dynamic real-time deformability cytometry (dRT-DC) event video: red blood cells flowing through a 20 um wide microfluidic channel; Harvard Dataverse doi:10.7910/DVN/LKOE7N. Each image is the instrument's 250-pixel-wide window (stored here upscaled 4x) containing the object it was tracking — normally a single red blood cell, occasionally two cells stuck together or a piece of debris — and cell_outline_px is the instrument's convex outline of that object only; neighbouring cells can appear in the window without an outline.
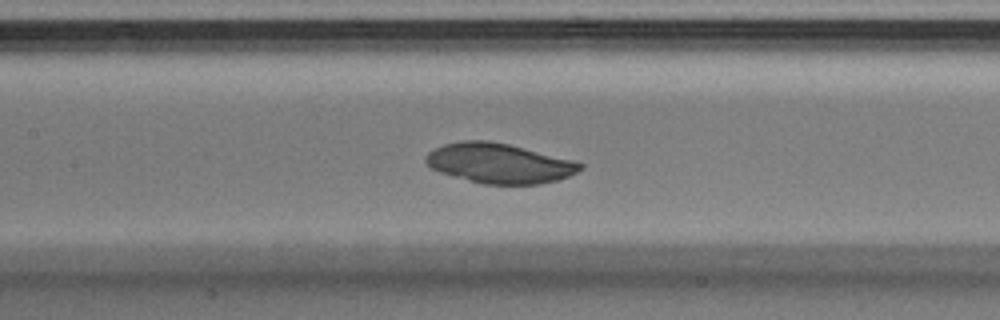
{"species": "Egyptian fruit bat (a non-hibernating species)", "species_latin": "Rousettus aegyptiacus", "temperature_condition": "warm", "stored_images_in_passage": 39, "camera_frame_rate_fps": 3000, "um_per_image_px": 0.085, "animal": {"sex": "male"}, "frame": {"image": 1, "passage_image": 17, "time_ms": 5.333, "image_size_px": [1000, 320], "cell_outline_px": [[584, 168], [568, 176], [556, 180], [540, 184], [484, 184], [468, 180], [440, 172], [432, 168], [424, 160], [428, 152], [444, 144], [464, 140], [488, 140], [508, 144], [572, 160], [584, 164]], "centroid_in_image_um": [42.43, 13.87], "position_along_channel_um": 165.0, "area_um2": 35.49}}
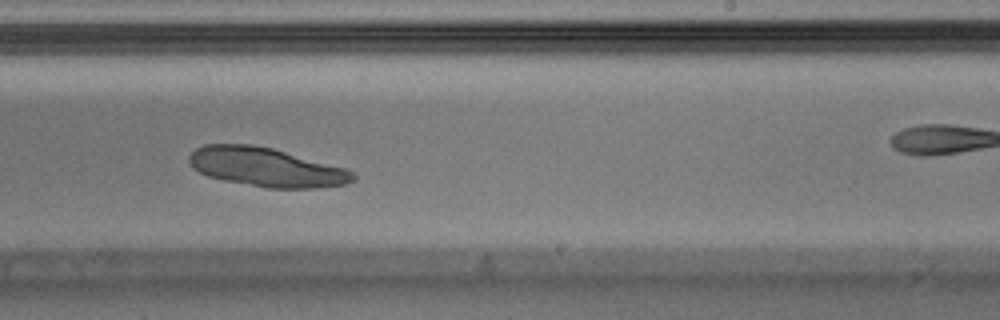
{"frame": {"image": 2, "passage_image": 23, "time_ms": 7.333, "image_size_px": [1000, 320], "cell_outline_px": [[356, 180], [344, 184], [320, 188], [268, 188], [224, 180], [208, 176], [192, 168], [188, 160], [188, 156], [196, 148], [204, 144], [252, 144], [272, 148], [348, 168], [356, 176]], "centroid_in_image_um": [22.65, 14.21], "position_along_channel_um": 266.4, "area_um2": 37.4}}